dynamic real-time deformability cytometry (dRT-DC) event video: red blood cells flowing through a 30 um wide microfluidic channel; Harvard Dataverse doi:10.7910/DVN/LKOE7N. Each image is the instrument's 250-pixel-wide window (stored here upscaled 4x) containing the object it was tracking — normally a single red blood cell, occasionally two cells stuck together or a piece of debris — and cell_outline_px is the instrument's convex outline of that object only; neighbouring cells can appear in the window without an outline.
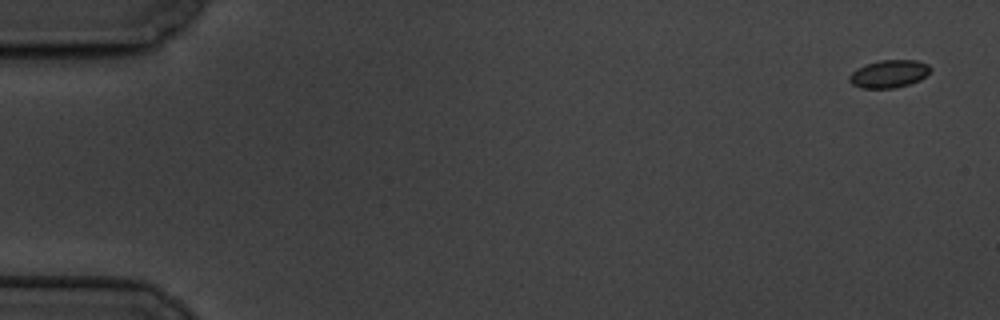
{"species": "common noctule bat (a hibernating species)", "species_latin": "Nyctalus noctula", "temperature_condition": "cold", "stored_images_in_passage": 5, "camera_frame_rate_fps": 3000, "um_per_image_px": 0.085, "animal": {"sex": "male", "body_mass_g": 19.5, "forearm_length_mm": 54.6}, "frame": {"image": 1, "passage_image": 1, "time_ms": 0.0, "image_size_px": [1000, 320], "cell_outline_px": [[932, 68], [920, 80], [896, 88], [860, 88], [852, 84], [848, 80], [848, 76], [856, 68], [880, 60], [916, 60], [928, 64]], "centroid_in_image_um": [75.54, 6.28], "position_along_channel_um": 9.5, "area_um2": 13.06}}
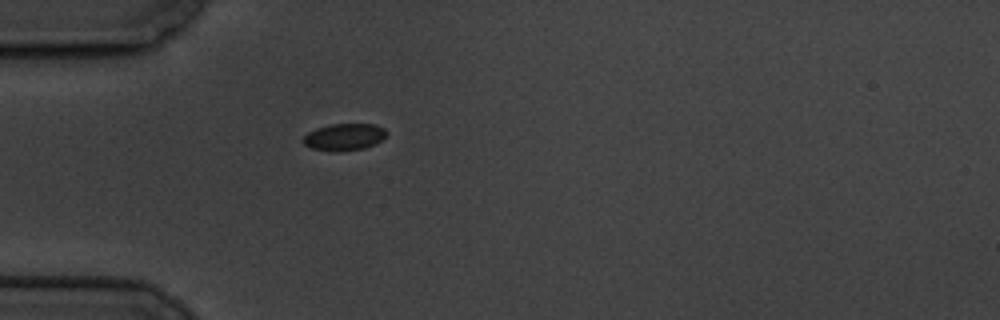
{"frame": {"image": 2, "passage_image": 5, "time_ms": 5.333, "image_size_px": [1000, 320], "cell_outline_px": [[388, 132], [376, 144], [364, 148], [312, 148], [304, 144], [304, 136], [308, 132], [316, 128], [332, 124], [376, 124], [384, 128]], "centroid_in_image_um": [29.31, 11.57], "position_along_channel_um": 55.7, "area_um2": 12.25}}